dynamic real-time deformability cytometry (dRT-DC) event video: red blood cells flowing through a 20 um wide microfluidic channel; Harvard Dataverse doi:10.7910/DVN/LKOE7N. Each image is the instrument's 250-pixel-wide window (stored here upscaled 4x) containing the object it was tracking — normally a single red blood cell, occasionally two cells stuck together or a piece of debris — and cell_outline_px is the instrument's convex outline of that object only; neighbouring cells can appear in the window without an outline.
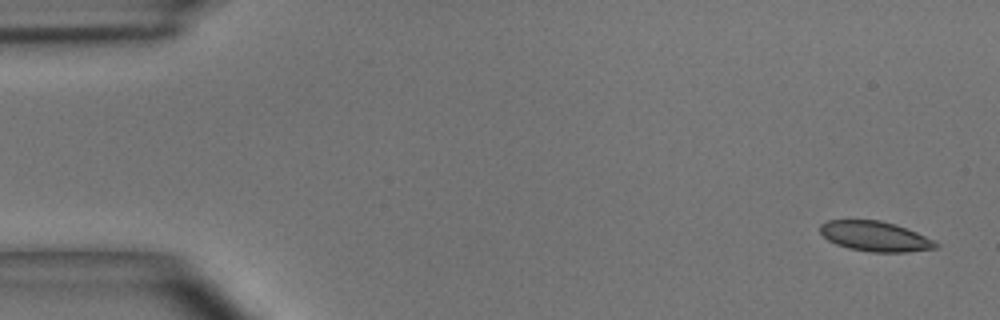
{"species": "common noctule bat (a hibernating species)", "species_latin": "Nyctalus noctula", "temperature_condition": "room temperature", "stored_images_in_passage": 5, "camera_frame_rate_fps": 3000, "um_per_image_px": 0.085, "animal": {"sex": "male", "body_mass_g": 15.6}, "frame": {"image": 1, "passage_image": 1, "time_ms": 0.0, "image_size_px": [1000, 320], "cell_outline_px": [[940, 244], [936, 248], [908, 252], [868, 252], [848, 248], [836, 244], [828, 240], [820, 232], [820, 224], [828, 220], [880, 220], [896, 224], [916, 232]], "centroid_in_image_um": [74.37, 20.09], "position_along_channel_um": 10.6, "area_um2": 20.23}}